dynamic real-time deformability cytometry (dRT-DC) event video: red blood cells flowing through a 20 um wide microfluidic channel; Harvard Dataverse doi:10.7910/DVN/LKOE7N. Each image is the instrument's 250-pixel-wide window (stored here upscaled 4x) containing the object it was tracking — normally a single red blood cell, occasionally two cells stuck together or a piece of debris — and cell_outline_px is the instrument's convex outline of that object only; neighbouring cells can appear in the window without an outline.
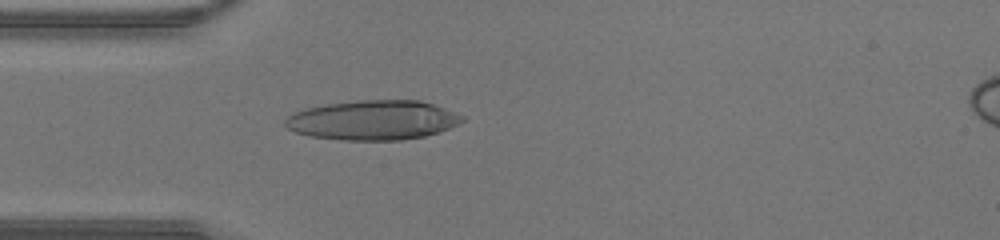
{"species": "human", "species_latin": "Homo sapiens", "temperature_condition": "warm", "stored_images_in_passage": 33, "camera_frame_rate_fps": 3000, "um_per_image_px": 0.085, "donor": {"sex": "male"}, "frame": {"image": 1, "passage_image": 1, "time_ms": 0.0, "image_size_px": [1000, 240], "cell_outline_px": [[464, 120], [440, 132], [424, 136], [400, 140], [344, 140], [308, 136], [296, 132], [288, 128], [284, 124], [284, 120], [288, 116], [296, 112], [308, 108], [328, 104], [360, 100], [420, 100], [444, 108], [464, 116]], "centroid_in_image_um": [31.7, 10.22], "position_along_channel_um": 53.3, "area_um2": 40.58}}
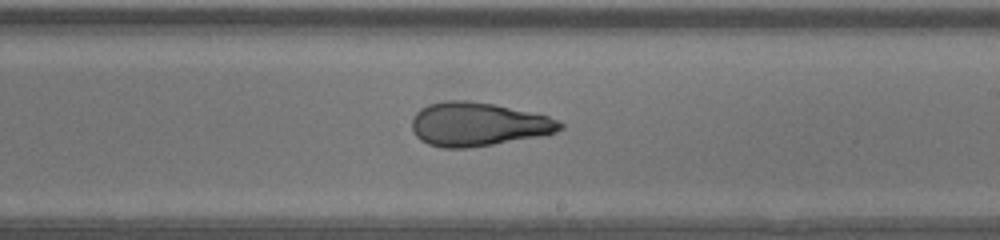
{"frame": {"image": 2, "passage_image": 14, "time_ms": 4.333, "image_size_px": [1000, 240], "cell_outline_px": [[564, 128], [556, 132], [544, 136], [472, 148], [440, 148], [428, 144], [420, 140], [412, 132], [412, 116], [420, 108], [428, 104], [448, 100], [464, 100], [492, 104], [548, 116], [564, 124]], "centroid_in_image_um": [40.61, 10.58], "position_along_channel_um": 248.4, "area_um2": 38.03}}
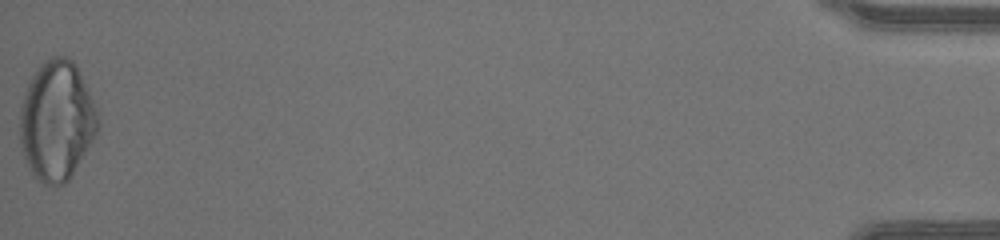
{"frame": {"image": 3, "passage_image": 33, "time_ms": 10.667, "image_size_px": [1000, 240], "cell_outline_px": [[100, 124], [92, 140], [72, 176], [64, 184], [40, 184], [32, 176], [24, 160], [20, 144], [20, 108], [24, 92], [32, 76], [40, 64], [52, 56], [64, 56], [72, 60], [76, 64], [100, 112]], "centroid_in_image_um": [4.82, 10.27], "position_along_channel_um": 430.4, "area_um2": 55.03}}